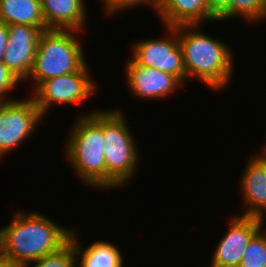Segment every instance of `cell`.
Wrapping results in <instances>:
<instances>
[{"instance_id": "cell-21", "label": "cell", "mask_w": 266, "mask_h": 267, "mask_svg": "<svg viewBox=\"0 0 266 267\" xmlns=\"http://www.w3.org/2000/svg\"><path fill=\"white\" fill-rule=\"evenodd\" d=\"M19 84L22 82L16 77V75L11 72L7 66L1 62L0 63V98L6 102L13 101L17 99L16 97H8L13 89H17ZM9 93V94H8ZM14 98V99H13Z\"/></svg>"}, {"instance_id": "cell-13", "label": "cell", "mask_w": 266, "mask_h": 267, "mask_svg": "<svg viewBox=\"0 0 266 267\" xmlns=\"http://www.w3.org/2000/svg\"><path fill=\"white\" fill-rule=\"evenodd\" d=\"M156 14L167 27L219 23L209 12L208 0H161Z\"/></svg>"}, {"instance_id": "cell-24", "label": "cell", "mask_w": 266, "mask_h": 267, "mask_svg": "<svg viewBox=\"0 0 266 267\" xmlns=\"http://www.w3.org/2000/svg\"><path fill=\"white\" fill-rule=\"evenodd\" d=\"M0 267H20L15 262L0 256Z\"/></svg>"}, {"instance_id": "cell-18", "label": "cell", "mask_w": 266, "mask_h": 267, "mask_svg": "<svg viewBox=\"0 0 266 267\" xmlns=\"http://www.w3.org/2000/svg\"><path fill=\"white\" fill-rule=\"evenodd\" d=\"M23 267H76V253L73 243L69 240L58 251L47 254Z\"/></svg>"}, {"instance_id": "cell-25", "label": "cell", "mask_w": 266, "mask_h": 267, "mask_svg": "<svg viewBox=\"0 0 266 267\" xmlns=\"http://www.w3.org/2000/svg\"><path fill=\"white\" fill-rule=\"evenodd\" d=\"M261 224H262V229L266 232V228H265V226H266V214L265 215H263L261 218ZM265 224V225H264ZM264 226V227H263Z\"/></svg>"}, {"instance_id": "cell-14", "label": "cell", "mask_w": 266, "mask_h": 267, "mask_svg": "<svg viewBox=\"0 0 266 267\" xmlns=\"http://www.w3.org/2000/svg\"><path fill=\"white\" fill-rule=\"evenodd\" d=\"M46 29L87 30L85 0H40Z\"/></svg>"}, {"instance_id": "cell-3", "label": "cell", "mask_w": 266, "mask_h": 267, "mask_svg": "<svg viewBox=\"0 0 266 267\" xmlns=\"http://www.w3.org/2000/svg\"><path fill=\"white\" fill-rule=\"evenodd\" d=\"M81 112L67 133L62 150L66 162L85 186L107 191V169L104 161L102 109ZM84 113V114H83Z\"/></svg>"}, {"instance_id": "cell-17", "label": "cell", "mask_w": 266, "mask_h": 267, "mask_svg": "<svg viewBox=\"0 0 266 267\" xmlns=\"http://www.w3.org/2000/svg\"><path fill=\"white\" fill-rule=\"evenodd\" d=\"M238 267H266V232L262 228L249 241Z\"/></svg>"}, {"instance_id": "cell-10", "label": "cell", "mask_w": 266, "mask_h": 267, "mask_svg": "<svg viewBox=\"0 0 266 267\" xmlns=\"http://www.w3.org/2000/svg\"><path fill=\"white\" fill-rule=\"evenodd\" d=\"M126 62V63H125ZM126 83L132 96L140 100H160L185 89L184 84L174 75L157 68H148L136 64L131 58L124 61ZM181 88V89H180Z\"/></svg>"}, {"instance_id": "cell-27", "label": "cell", "mask_w": 266, "mask_h": 267, "mask_svg": "<svg viewBox=\"0 0 266 267\" xmlns=\"http://www.w3.org/2000/svg\"><path fill=\"white\" fill-rule=\"evenodd\" d=\"M266 142V141H265ZM264 142V144L262 145L263 147L261 148L264 152H265V154H266V143Z\"/></svg>"}, {"instance_id": "cell-26", "label": "cell", "mask_w": 266, "mask_h": 267, "mask_svg": "<svg viewBox=\"0 0 266 267\" xmlns=\"http://www.w3.org/2000/svg\"><path fill=\"white\" fill-rule=\"evenodd\" d=\"M6 101H4L3 99L0 98V109L2 108V106L4 105Z\"/></svg>"}, {"instance_id": "cell-15", "label": "cell", "mask_w": 266, "mask_h": 267, "mask_svg": "<svg viewBox=\"0 0 266 267\" xmlns=\"http://www.w3.org/2000/svg\"><path fill=\"white\" fill-rule=\"evenodd\" d=\"M78 232L80 231L73 227L69 239L76 253V267H124L122 251L113 242L95 240L85 248Z\"/></svg>"}, {"instance_id": "cell-1", "label": "cell", "mask_w": 266, "mask_h": 267, "mask_svg": "<svg viewBox=\"0 0 266 267\" xmlns=\"http://www.w3.org/2000/svg\"><path fill=\"white\" fill-rule=\"evenodd\" d=\"M10 219L0 228V256L20 267L58 251L69 241L73 230L72 226L62 227L38 210H17Z\"/></svg>"}, {"instance_id": "cell-23", "label": "cell", "mask_w": 266, "mask_h": 267, "mask_svg": "<svg viewBox=\"0 0 266 267\" xmlns=\"http://www.w3.org/2000/svg\"><path fill=\"white\" fill-rule=\"evenodd\" d=\"M8 42L7 25L0 21V63L3 62L6 45Z\"/></svg>"}, {"instance_id": "cell-22", "label": "cell", "mask_w": 266, "mask_h": 267, "mask_svg": "<svg viewBox=\"0 0 266 267\" xmlns=\"http://www.w3.org/2000/svg\"><path fill=\"white\" fill-rule=\"evenodd\" d=\"M209 12L218 20L228 22L231 19L232 0H208ZM226 20V21H225Z\"/></svg>"}, {"instance_id": "cell-2", "label": "cell", "mask_w": 266, "mask_h": 267, "mask_svg": "<svg viewBox=\"0 0 266 267\" xmlns=\"http://www.w3.org/2000/svg\"><path fill=\"white\" fill-rule=\"evenodd\" d=\"M201 26H179L186 82L195 79L211 91L219 92L225 90L234 77L235 51L226 41L205 34Z\"/></svg>"}, {"instance_id": "cell-6", "label": "cell", "mask_w": 266, "mask_h": 267, "mask_svg": "<svg viewBox=\"0 0 266 267\" xmlns=\"http://www.w3.org/2000/svg\"><path fill=\"white\" fill-rule=\"evenodd\" d=\"M91 72L86 62L78 71L42 81L30 94L42 116L47 118L49 109L56 104L76 107L90 101L98 89Z\"/></svg>"}, {"instance_id": "cell-4", "label": "cell", "mask_w": 266, "mask_h": 267, "mask_svg": "<svg viewBox=\"0 0 266 267\" xmlns=\"http://www.w3.org/2000/svg\"><path fill=\"white\" fill-rule=\"evenodd\" d=\"M120 108L102 110V136L104 161L107 169V190L123 188L134 180L139 163L140 150L137 139ZM141 155V157H140Z\"/></svg>"}, {"instance_id": "cell-28", "label": "cell", "mask_w": 266, "mask_h": 267, "mask_svg": "<svg viewBox=\"0 0 266 267\" xmlns=\"http://www.w3.org/2000/svg\"><path fill=\"white\" fill-rule=\"evenodd\" d=\"M265 20V21H264ZM262 23L266 22V8H265V12H264V16H263V19H262Z\"/></svg>"}, {"instance_id": "cell-5", "label": "cell", "mask_w": 266, "mask_h": 267, "mask_svg": "<svg viewBox=\"0 0 266 267\" xmlns=\"http://www.w3.org/2000/svg\"><path fill=\"white\" fill-rule=\"evenodd\" d=\"M81 34L69 29H46L42 33L32 70L24 81L31 83L30 91L46 79L78 71L88 61L83 41L78 38Z\"/></svg>"}, {"instance_id": "cell-7", "label": "cell", "mask_w": 266, "mask_h": 267, "mask_svg": "<svg viewBox=\"0 0 266 267\" xmlns=\"http://www.w3.org/2000/svg\"><path fill=\"white\" fill-rule=\"evenodd\" d=\"M164 29L166 37L136 40L131 46L130 57L136 64L176 76L185 85L186 70L179 45V26H164Z\"/></svg>"}, {"instance_id": "cell-12", "label": "cell", "mask_w": 266, "mask_h": 267, "mask_svg": "<svg viewBox=\"0 0 266 267\" xmlns=\"http://www.w3.org/2000/svg\"><path fill=\"white\" fill-rule=\"evenodd\" d=\"M259 151L249 157L239 178L240 196L245 205L240 216L261 218L266 214V154Z\"/></svg>"}, {"instance_id": "cell-20", "label": "cell", "mask_w": 266, "mask_h": 267, "mask_svg": "<svg viewBox=\"0 0 266 267\" xmlns=\"http://www.w3.org/2000/svg\"><path fill=\"white\" fill-rule=\"evenodd\" d=\"M99 2L102 4L101 7L103 8L101 9H103V12L105 11V15L112 18V16L116 17L117 14L119 16L120 13L122 14L128 9L129 11L133 8L135 10V8L144 5L145 7H151L157 13L161 0H100Z\"/></svg>"}, {"instance_id": "cell-11", "label": "cell", "mask_w": 266, "mask_h": 267, "mask_svg": "<svg viewBox=\"0 0 266 267\" xmlns=\"http://www.w3.org/2000/svg\"><path fill=\"white\" fill-rule=\"evenodd\" d=\"M7 29L8 42L3 63L23 83L32 70L40 37L46 28L9 24Z\"/></svg>"}, {"instance_id": "cell-16", "label": "cell", "mask_w": 266, "mask_h": 267, "mask_svg": "<svg viewBox=\"0 0 266 267\" xmlns=\"http://www.w3.org/2000/svg\"><path fill=\"white\" fill-rule=\"evenodd\" d=\"M0 21L46 28L40 0H0Z\"/></svg>"}, {"instance_id": "cell-8", "label": "cell", "mask_w": 266, "mask_h": 267, "mask_svg": "<svg viewBox=\"0 0 266 267\" xmlns=\"http://www.w3.org/2000/svg\"><path fill=\"white\" fill-rule=\"evenodd\" d=\"M5 102L0 109V158L15 151L38 129L44 117L32 97ZM29 98V99H28Z\"/></svg>"}, {"instance_id": "cell-9", "label": "cell", "mask_w": 266, "mask_h": 267, "mask_svg": "<svg viewBox=\"0 0 266 267\" xmlns=\"http://www.w3.org/2000/svg\"><path fill=\"white\" fill-rule=\"evenodd\" d=\"M228 227L212 252L210 266L238 267L251 238L262 228L259 217L236 213L227 221Z\"/></svg>"}, {"instance_id": "cell-19", "label": "cell", "mask_w": 266, "mask_h": 267, "mask_svg": "<svg viewBox=\"0 0 266 267\" xmlns=\"http://www.w3.org/2000/svg\"><path fill=\"white\" fill-rule=\"evenodd\" d=\"M266 0H232L231 19L242 18L243 22L259 24L262 22Z\"/></svg>"}]
</instances>
